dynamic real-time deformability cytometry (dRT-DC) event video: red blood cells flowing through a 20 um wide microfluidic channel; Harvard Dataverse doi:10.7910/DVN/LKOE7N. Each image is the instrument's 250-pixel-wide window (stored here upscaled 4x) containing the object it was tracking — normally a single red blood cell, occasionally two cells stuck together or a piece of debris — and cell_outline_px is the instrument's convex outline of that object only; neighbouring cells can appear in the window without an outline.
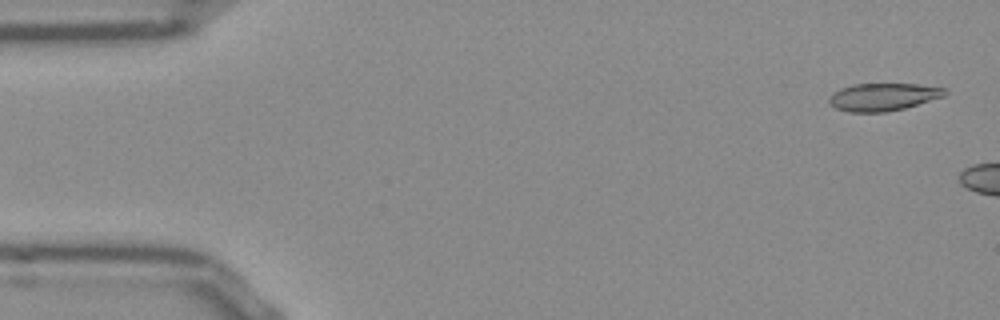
{"species": "Egyptian fruit bat (a non-hibernating species)", "species_latin": "Rousettus aegyptiacus", "temperature_condition": "room temperature", "stored_images_in_passage": 13, "camera_frame_rate_fps": 3000, "um_per_image_px": 0.085, "frame": {"image": 1, "passage_image": 2, "time_ms": 0.333, "image_size_px": [1000, 320], "cell_outline_px": [[948, 92], [944, 96], [904, 108], [884, 112], [848, 112], [836, 108], [828, 100], [832, 92], [840, 88], [852, 84], [916, 84], [944, 88]], "centroid_in_image_um": [75.03, 8.23], "position_along_channel_um": 10.0, "area_um2": 18.5}}